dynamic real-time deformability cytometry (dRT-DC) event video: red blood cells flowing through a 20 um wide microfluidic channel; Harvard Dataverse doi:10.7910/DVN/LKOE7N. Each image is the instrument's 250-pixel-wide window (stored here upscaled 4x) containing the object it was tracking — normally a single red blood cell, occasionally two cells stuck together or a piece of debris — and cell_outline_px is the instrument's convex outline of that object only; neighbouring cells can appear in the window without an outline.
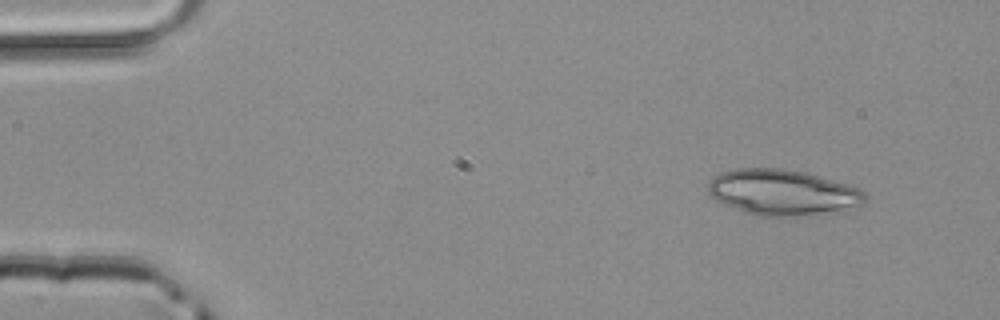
{"species": "common noctule bat (a hibernating species)", "species_latin": "Nyctalus noctula", "temperature_condition": "room temperature", "stored_images_in_passage": 45, "camera_frame_rate_fps": 3000, "um_per_image_px": 0.085, "animal": {"sex": "male", "body_mass_g": 20.4}, "frame": {"image": 1, "passage_image": 1, "time_ms": 0.0, "image_size_px": [1000, 320], "cell_outline_px": [[868, 200], [864, 204], [808, 216], [760, 216], [744, 212], [724, 204], [716, 200], [708, 192], [708, 180], [720, 172], [736, 168], [784, 168], [804, 172], [848, 184], [860, 188], [868, 196]], "centroid_in_image_um": [66.51, 16.34], "position_along_channel_um": 18.5, "area_um2": 41.96}}
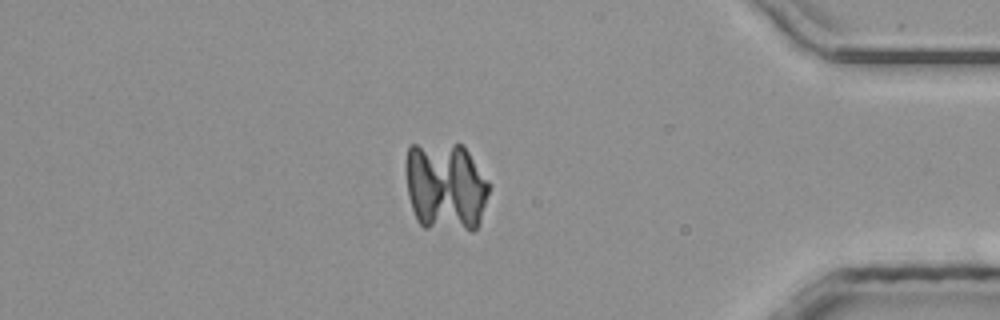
{"frame": {"image": 2, "passage_image": 38, "time_ms": 12.333, "image_size_px": [1000, 320], "cell_outline_px": [[488, 192], [480, 220], [476, 228], [472, 232], [424, 228], [416, 220], [408, 196], [404, 168], [404, 164], [408, 148], [412, 144], [460, 144], [468, 152], [488, 180]], "centroid_in_image_um": [37.83, 15.89], "position_along_channel_um": 397.4, "area_um2": 43.81}}
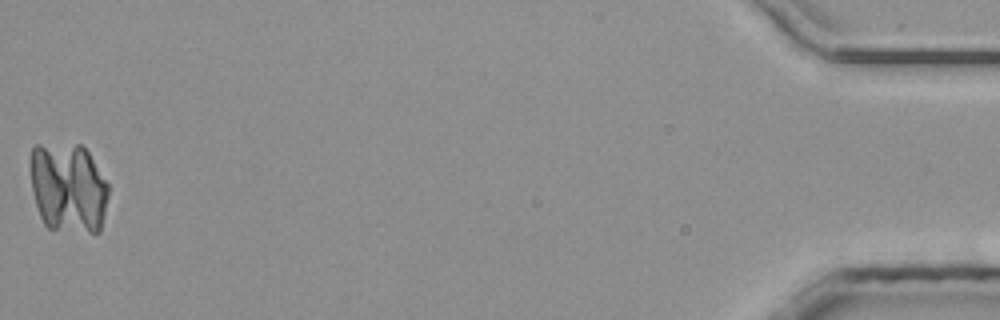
{"frame": {"image": 3, "passage_image": 45, "time_ms": 14.667, "image_size_px": [1000, 320], "cell_outline_px": [[108, 196], [100, 232], [88, 232], [48, 228], [44, 224], [40, 216], [32, 192], [32, 148], [36, 144], [80, 144], [88, 152], [108, 184]], "centroid_in_image_um": [5.81, 15.96], "position_along_channel_um": 429.4, "area_um2": 40.81}}